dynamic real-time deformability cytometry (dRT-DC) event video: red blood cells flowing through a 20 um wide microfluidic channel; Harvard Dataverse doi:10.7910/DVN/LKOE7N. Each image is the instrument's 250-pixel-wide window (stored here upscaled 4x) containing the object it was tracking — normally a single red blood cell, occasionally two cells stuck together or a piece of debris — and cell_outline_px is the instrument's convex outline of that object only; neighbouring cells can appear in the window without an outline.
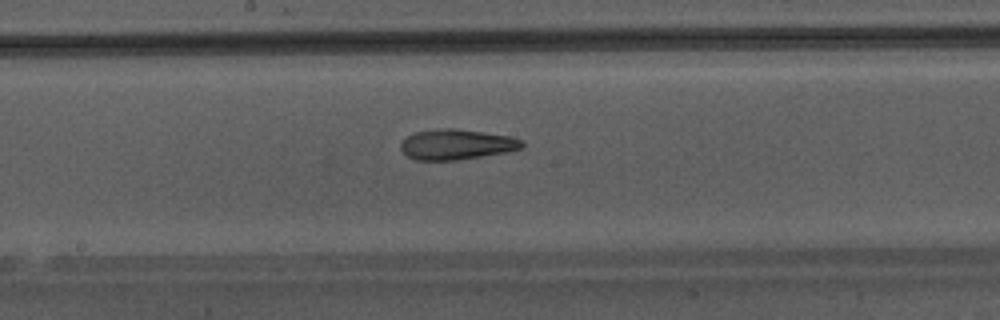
{"species": "Egyptian fruit bat (a non-hibernating species)", "species_latin": "Rousettus aegyptiacus", "temperature_condition": "warm", "stored_images_in_passage": 38, "camera_frame_rate_fps": 3000, "um_per_image_px": 0.085, "animal": {"sex": "male"}, "frame": {"image": 1, "passage_image": 17, "time_ms": 5.333, "image_size_px": [1000, 320], "cell_outline_px": [[524, 148], [508, 152], [460, 160], [416, 160], [408, 156], [400, 148], [400, 144], [408, 136], [416, 132], [440, 128], [452, 128], [508, 136], [520, 140], [524, 144]], "centroid_in_image_um": [38.81, 12.29], "position_along_channel_um": 209.4, "area_um2": 21.27}}